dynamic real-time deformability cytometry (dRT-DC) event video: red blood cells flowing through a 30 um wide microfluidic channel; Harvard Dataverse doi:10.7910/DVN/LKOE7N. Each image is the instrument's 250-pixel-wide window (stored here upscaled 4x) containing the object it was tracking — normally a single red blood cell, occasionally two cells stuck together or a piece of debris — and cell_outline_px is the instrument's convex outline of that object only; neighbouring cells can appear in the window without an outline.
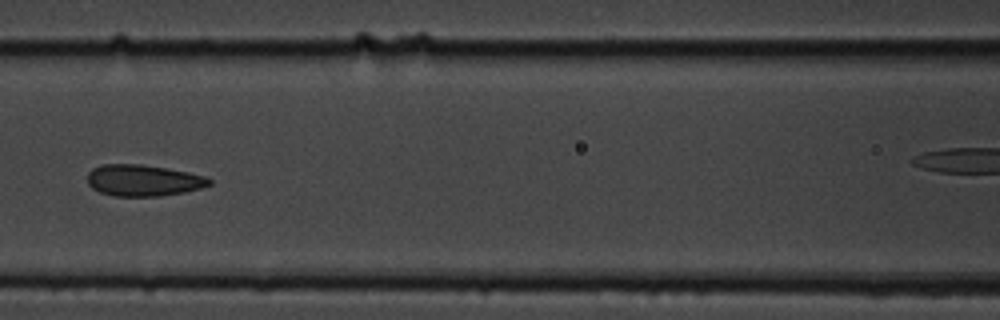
{"species": "common noctule bat (a hibernating species)", "species_latin": "Nyctalus noctula", "temperature_condition": "cold", "stored_images_in_passage": 9, "camera_frame_rate_fps": 3000, "um_per_image_px": 0.085, "animal": {"sex": "male", "body_mass_g": 19.5, "forearm_length_mm": 54.6}, "frame": {"image": 1, "passage_image": 8, "time_ms": 8.333, "image_size_px": [1000, 320], "cell_outline_px": [[212, 184], [200, 188], [184, 192], [160, 196], [112, 196], [100, 192], [92, 188], [88, 184], [88, 172], [92, 168], [104, 164], [140, 164], [168, 168], [188, 172], [204, 176], [212, 180]], "centroid_in_image_um": [12.17, 15.33], "position_along_channel_um": 154.4, "area_um2": 22.37}}